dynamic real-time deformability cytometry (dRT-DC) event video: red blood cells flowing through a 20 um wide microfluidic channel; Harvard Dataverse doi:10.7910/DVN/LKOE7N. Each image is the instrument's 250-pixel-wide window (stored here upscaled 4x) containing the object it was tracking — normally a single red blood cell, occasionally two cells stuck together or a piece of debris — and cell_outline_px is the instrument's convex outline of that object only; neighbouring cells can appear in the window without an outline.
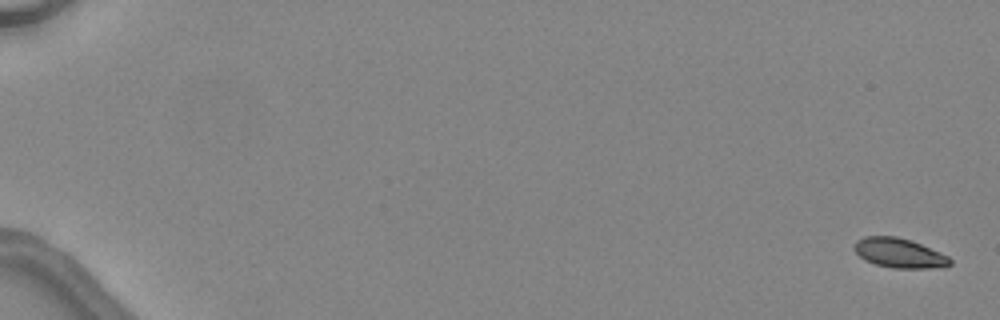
{"species": "common noctule bat (a hibernating species)", "species_latin": "Nyctalus noctula", "temperature_condition": "warm", "stored_images_in_passage": 6, "camera_frame_rate_fps": 3000, "um_per_image_px": 0.085, "animal": {"sex": "female", "body_mass_g": 24.6, "forearm_length_mm": 56.2}, "frame": {"image": 1, "passage_image": 1, "time_ms": 0.0, "image_size_px": [1000, 320], "cell_outline_px": [[952, 264], [928, 268], [892, 268], [876, 264], [864, 260], [852, 248], [856, 240], [864, 236], [896, 236], [920, 244], [940, 252], [948, 256], [952, 260]], "centroid_in_image_um": [76.39, 21.5], "position_along_channel_um": 8.6, "area_um2": 16.36}}
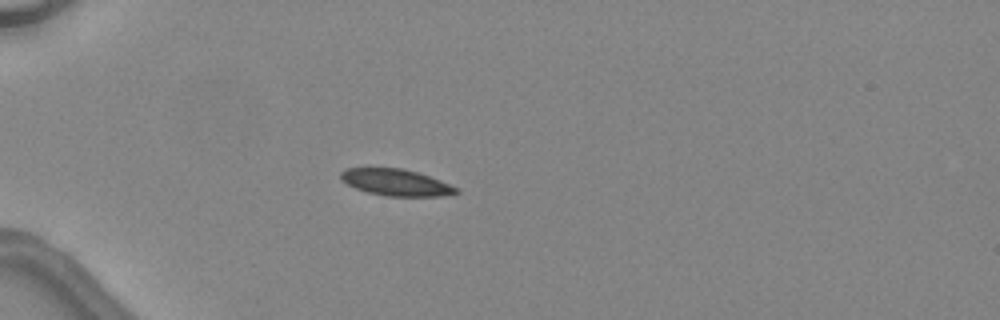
{"frame": {"image": 2, "passage_image": 5, "time_ms": 5.0, "image_size_px": [1000, 320], "cell_outline_px": [[460, 192], [444, 196], [388, 196], [368, 192], [356, 188], [348, 184], [340, 176], [340, 172], [348, 168], [404, 168], [440, 180], [460, 188]], "centroid_in_image_um": [33.71, 15.51], "position_along_channel_um": 51.3, "area_um2": 17.74}}